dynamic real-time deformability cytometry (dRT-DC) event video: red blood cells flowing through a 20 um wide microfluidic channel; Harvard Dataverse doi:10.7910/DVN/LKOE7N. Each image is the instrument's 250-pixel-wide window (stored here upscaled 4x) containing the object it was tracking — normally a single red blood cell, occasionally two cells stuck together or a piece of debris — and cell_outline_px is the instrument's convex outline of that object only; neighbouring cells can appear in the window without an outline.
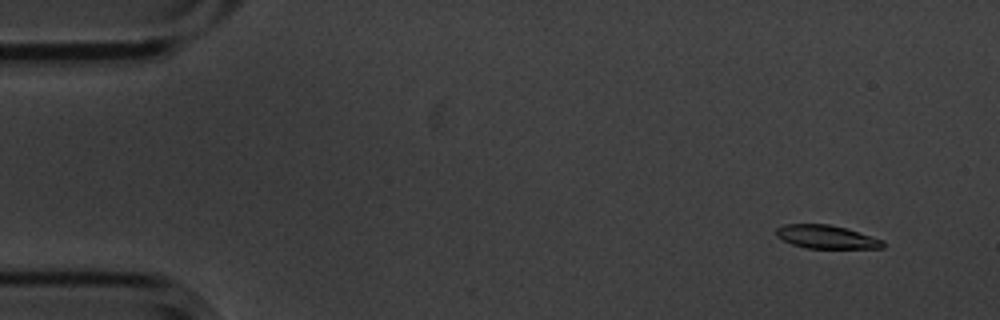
{"species": "common noctule bat (a hibernating species)", "species_latin": "Nyctalus noctula", "temperature_condition": "cold", "stored_images_in_passage": 56, "camera_frame_rate_fps": 3000, "um_per_image_px": 0.085, "animal": {"sex": "male", "body_mass_g": 20.1, "forearm_length_mm": 53.5}, "frame": {"image": 1, "passage_image": 5, "time_ms": 1.333, "image_size_px": [1000, 320], "cell_outline_px": [[888, 244], [884, 248], [804, 248], [792, 244], [776, 236], [776, 228], [784, 224], [828, 224], [844, 228], [872, 236], [884, 240]], "centroid_in_image_um": [70.27, 20.14], "position_along_channel_um": 14.7, "area_um2": 14.57}}
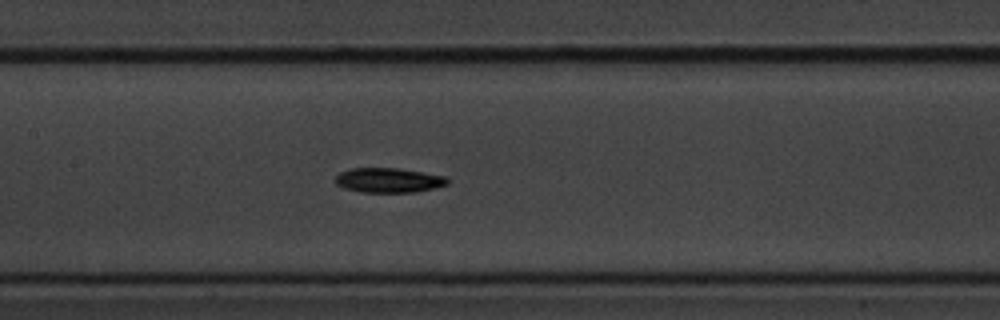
{"frame": {"image": 2, "passage_image": 27, "time_ms": 8.667, "image_size_px": [1000, 320], "cell_outline_px": [[448, 184], [436, 188], [416, 192], [360, 192], [344, 188], [336, 184], [336, 176], [340, 172], [352, 168], [400, 168], [444, 176], [448, 180]], "centroid_in_image_um": [33.03, 15.32], "position_along_channel_um": 174.4, "area_um2": 16.13}}
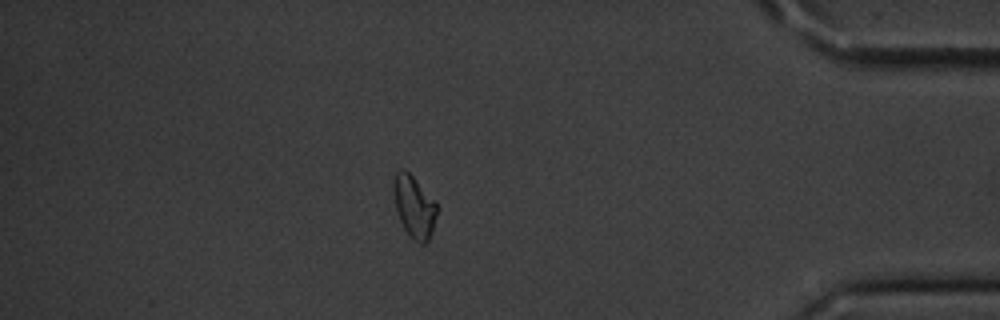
{"frame": {"image": 3, "passage_image": 49, "time_ms": 16.0, "image_size_px": [1000, 320], "cell_outline_px": [[440, 208], [432, 232], [428, 240], [424, 244], [420, 244], [404, 228], [396, 212], [392, 188], [392, 180], [396, 172], [400, 168], [404, 168], [436, 200]], "centroid_in_image_um": [35.22, 17.52], "position_along_channel_um": 400.0, "area_um2": 16.07}, "authors_computed_cell_mechanics": {"area_um2": 15.6349, "velocity_mm_per_s": 3.5897, "shape_relaxation_time_tau1_ms": 2.4828, "shape_relaxation_time_tau2_ms": null, "deformation_change_tau1": 0.1188, "deformation_change_tau2": null}}